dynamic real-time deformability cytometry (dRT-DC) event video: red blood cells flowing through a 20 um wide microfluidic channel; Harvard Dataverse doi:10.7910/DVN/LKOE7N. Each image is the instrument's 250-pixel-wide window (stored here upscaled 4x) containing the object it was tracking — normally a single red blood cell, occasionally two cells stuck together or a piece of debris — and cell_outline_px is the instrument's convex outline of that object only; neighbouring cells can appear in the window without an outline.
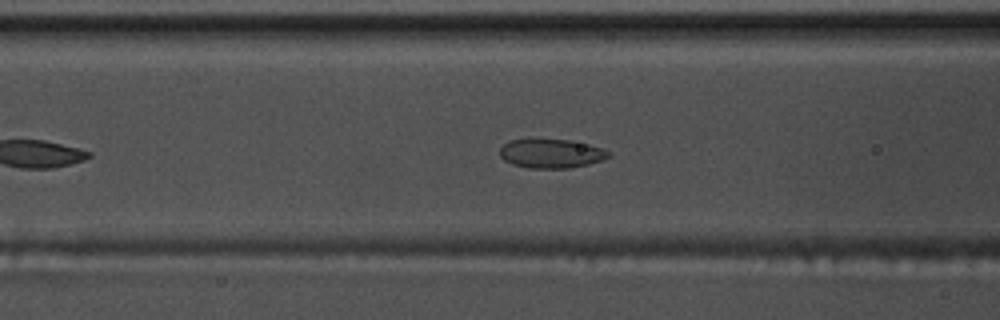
{"species": "common noctule bat (a hibernating species)", "species_latin": "Nyctalus noctula", "temperature_condition": "warm", "stored_images_in_passage": 39, "camera_frame_rate_fps": 3000, "um_per_image_px": 0.085, "animal": {"sex": "male", "body_mass_g": 17.5, "forearm_length_mm": 52.3}, "frame": {"image": 1, "passage_image": 13, "time_ms": 4.0, "image_size_px": [1000, 320], "cell_outline_px": [[612, 156], [588, 164], [568, 168], [528, 168], [512, 164], [504, 160], [500, 156], [500, 148], [508, 140], [568, 140], [588, 144], [604, 148]], "centroid_in_image_um": [46.84, 13.06], "position_along_channel_um": 119.8, "area_um2": 18.21}}
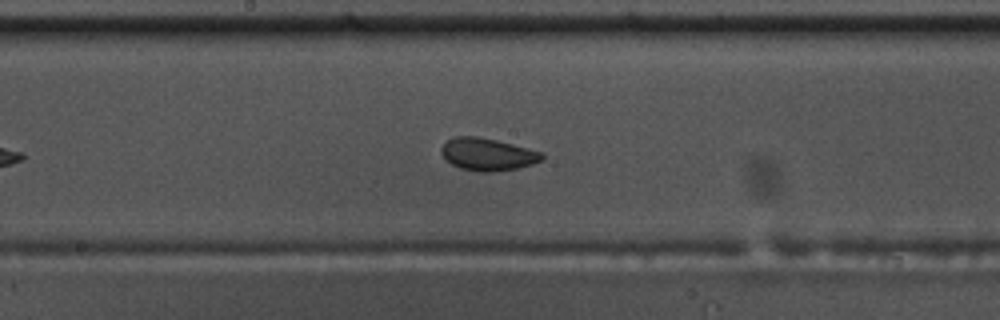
{"frame": {"image": 2, "passage_image": 20, "time_ms": 6.333, "image_size_px": [1000, 320], "cell_outline_px": [[544, 156], [540, 160], [532, 164], [516, 168], [496, 172], [480, 172], [460, 168], [452, 164], [440, 152], [440, 148], [448, 140], [456, 136], [476, 136], [496, 140], [544, 152]], "centroid_in_image_um": [41.45, 13.12], "position_along_channel_um": 206.8, "area_um2": 18.9}}
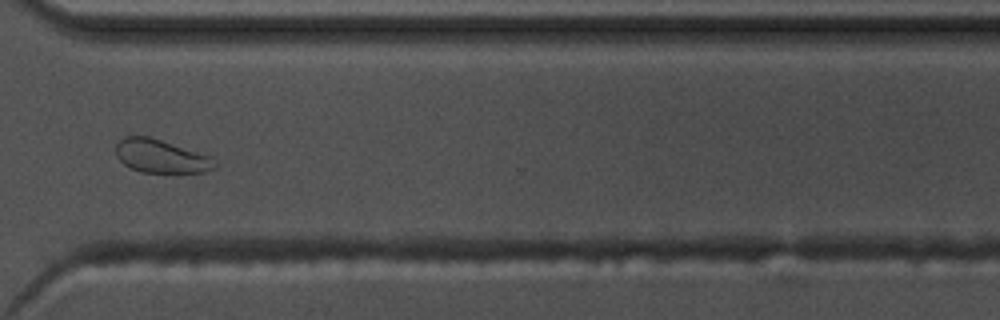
{"frame": {"image": 3, "passage_image": 32, "time_ms": 10.333, "image_size_px": [1000, 320], "cell_outline_px": [[216, 168], [204, 172], [140, 172], [124, 164], [116, 156], [116, 144], [124, 136], [148, 136], [208, 156], [216, 164]], "centroid_in_image_um": [13.62, 13.28], "position_along_channel_um": 357.0, "area_um2": 18.73}, "authors_computed_cell_mechanics": {"area_um2": 18.8428, "velocity_mm_per_s": 3.7435, "shape_relaxation_time_tau1_ms": null, "shape_relaxation_time_tau2_ms": 1.3287, "deformation_change_tau1": null, "deformation_change_tau2": 0.0441}}